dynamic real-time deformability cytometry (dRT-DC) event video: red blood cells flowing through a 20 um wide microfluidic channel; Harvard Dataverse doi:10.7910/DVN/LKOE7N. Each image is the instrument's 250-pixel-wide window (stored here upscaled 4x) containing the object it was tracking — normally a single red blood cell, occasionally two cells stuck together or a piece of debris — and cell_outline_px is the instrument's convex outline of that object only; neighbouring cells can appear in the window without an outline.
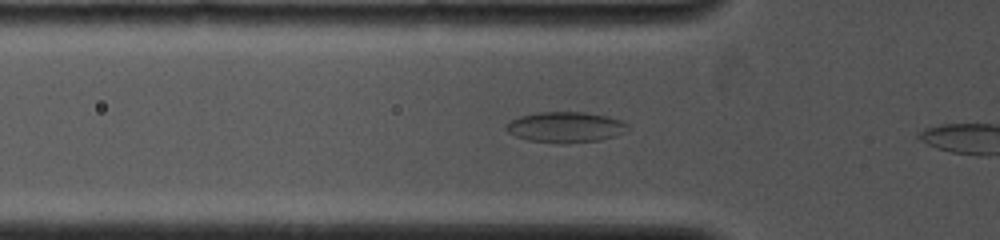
{"species": "common noctule bat (a hibernating species)", "species_latin": "Nyctalus noctula", "temperature_condition": "cold", "stored_images_in_passage": 11, "camera_frame_rate_fps": 4000, "um_per_image_px": 0.085, "animal": {"sex": "female", "body_mass_g": 19.0, "forearm_length_mm": 53.3}, "frame": {"image": 1, "passage_image": 8, "time_ms": 1.75, "image_size_px": [1000, 240], "cell_outline_px": [[628, 124], [624, 132], [616, 136], [600, 140], [564, 144], [560, 144], [528, 140], [516, 136], [508, 132], [504, 128], [504, 124], [520, 116], [540, 112], [584, 112], [608, 116], [620, 120]], "centroid_in_image_um": [48.04, 10.81], "position_along_channel_um": 77.8, "area_um2": 21.79}}